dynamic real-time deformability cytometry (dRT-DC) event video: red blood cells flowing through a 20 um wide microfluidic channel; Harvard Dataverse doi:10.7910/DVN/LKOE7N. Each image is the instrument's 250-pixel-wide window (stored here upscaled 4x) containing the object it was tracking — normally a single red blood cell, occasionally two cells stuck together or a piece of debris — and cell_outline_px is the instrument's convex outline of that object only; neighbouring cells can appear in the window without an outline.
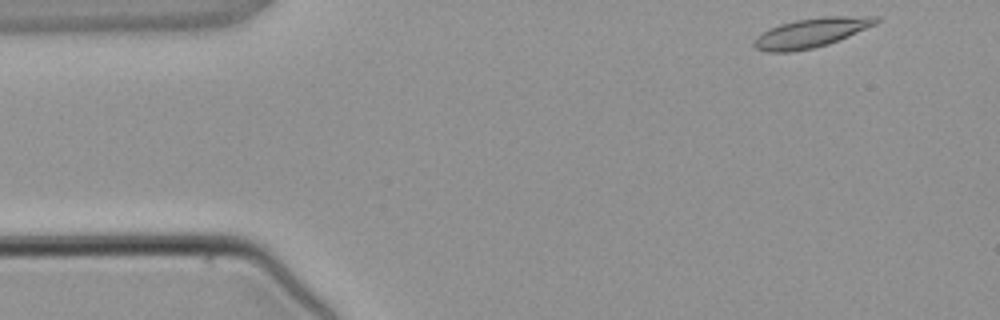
{"species": "common noctule bat (a hibernating species)", "species_latin": "Nyctalus noctula", "temperature_condition": "warm", "stored_images_in_passage": 3, "camera_frame_rate_fps": 3000, "um_per_image_px": 0.085, "animal": {"sex": "male", "body_mass_g": 21.5, "forearm_length_mm": 52.0}, "frame": {"image": 1, "passage_image": 1, "time_ms": 0.0, "image_size_px": [1000, 320], "cell_outline_px": [[880, 20], [876, 24], [848, 36], [828, 44], [812, 48], [788, 52], [768, 52], [756, 48], [752, 44], [752, 40], [756, 36], [768, 28], [780, 24], [796, 20], [824, 16], [876, 16]], "centroid_in_image_um": [68.91, 2.78], "position_along_channel_um": 16.1, "area_um2": 20.81}}
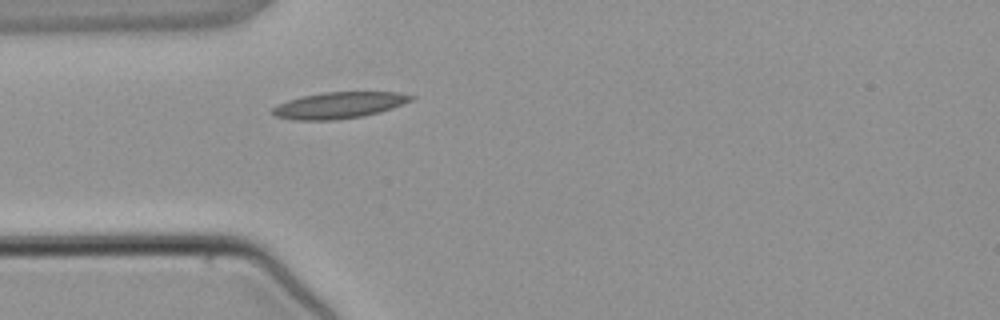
{"frame": {"image": 2, "passage_image": 3, "time_ms": 2.667, "image_size_px": [1000, 320], "cell_outline_px": [[416, 96], [412, 100], [392, 108], [380, 112], [364, 116], [336, 120], [292, 120], [276, 116], [268, 112], [272, 108], [288, 100], [300, 96], [324, 92], [396, 92]], "centroid_in_image_um": [28.79, 8.95], "position_along_channel_um": 56.2, "area_um2": 21.39}}